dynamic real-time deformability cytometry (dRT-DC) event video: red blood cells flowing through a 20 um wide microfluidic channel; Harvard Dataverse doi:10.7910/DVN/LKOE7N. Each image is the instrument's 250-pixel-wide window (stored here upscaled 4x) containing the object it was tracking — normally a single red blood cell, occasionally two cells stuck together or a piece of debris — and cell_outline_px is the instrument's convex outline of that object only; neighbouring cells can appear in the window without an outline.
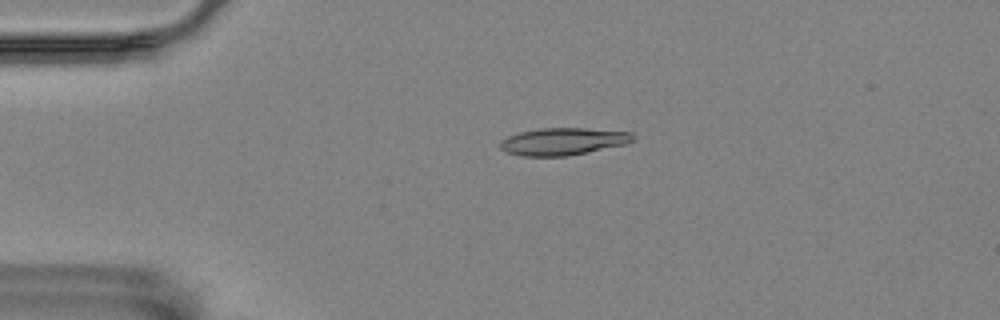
{"species": "Egyptian fruit bat (a non-hibernating species)", "species_latin": "Rousettus aegyptiacus", "temperature_condition": "room temperature", "stored_images_in_passage": 4, "camera_frame_rate_fps": 3000, "um_per_image_px": 0.085, "animal": {"sex": "female"}, "frame": {"image": 1, "passage_image": 3, "time_ms": 0.667, "image_size_px": [1000, 320], "cell_outline_px": [[636, 136], [632, 140], [624, 144], [568, 156], [520, 156], [508, 152], [500, 148], [500, 140], [508, 136], [520, 132], [540, 128], [584, 128], [632, 132]], "centroid_in_image_um": [47.84, 12.02], "position_along_channel_um": 37.2, "area_um2": 20.98}}